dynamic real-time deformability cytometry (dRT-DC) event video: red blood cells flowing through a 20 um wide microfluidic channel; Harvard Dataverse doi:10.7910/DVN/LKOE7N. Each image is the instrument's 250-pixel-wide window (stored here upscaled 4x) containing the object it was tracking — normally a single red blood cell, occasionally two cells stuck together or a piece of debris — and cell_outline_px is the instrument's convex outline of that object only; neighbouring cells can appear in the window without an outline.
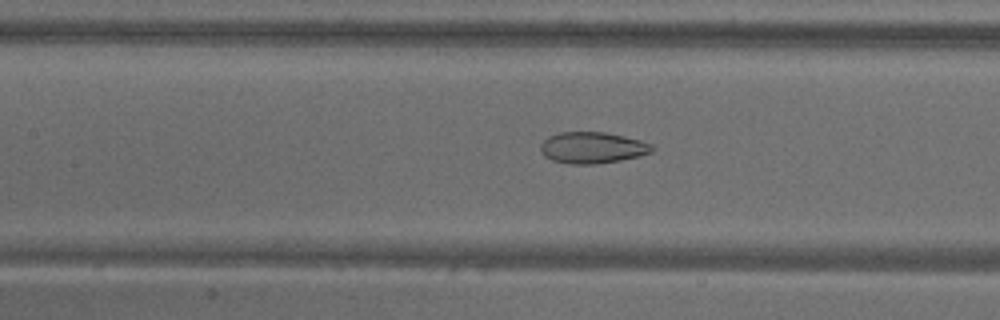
{"species": "common noctule bat (a hibernating species)", "species_latin": "Nyctalus noctula", "temperature_condition": "warm", "stored_images_in_passage": 53, "camera_frame_rate_fps": 3000, "um_per_image_px": 0.085, "animal": {"sex": "male", "body_mass_g": 18.8}, "frame": {"image": 1, "passage_image": 24, "time_ms": 7.667, "image_size_px": [1000, 320], "cell_outline_px": [[656, 148], [652, 152], [640, 156], [620, 160], [596, 164], [572, 164], [552, 160], [544, 156], [540, 152], [540, 144], [548, 136], [560, 132], [604, 132], [624, 136], [640, 140], [652, 144]], "centroid_in_image_um": [50.36, 12.55], "position_along_channel_um": 157.0, "area_um2": 20.52}}
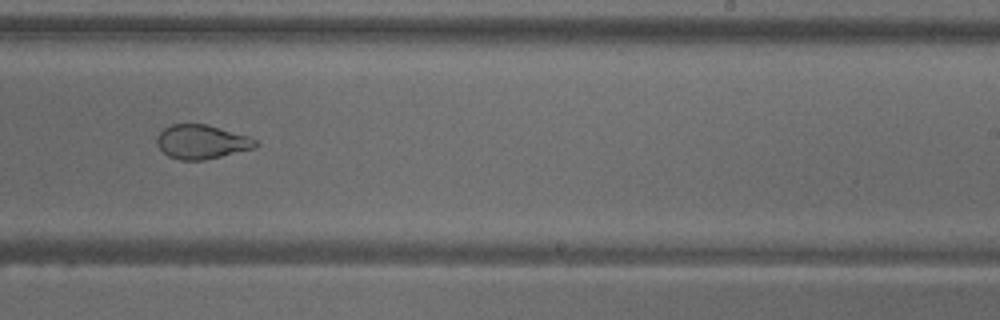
{"frame": {"image": 2, "passage_image": 33, "time_ms": 10.667, "image_size_px": [1000, 320], "cell_outline_px": [[260, 144], [256, 148], [204, 160], [180, 160], [168, 156], [156, 144], [156, 136], [164, 128], [172, 124], [208, 124], [248, 136], [256, 140]], "centroid_in_image_um": [17.15, 12.05], "position_along_channel_um": 271.9, "area_um2": 19.71}}
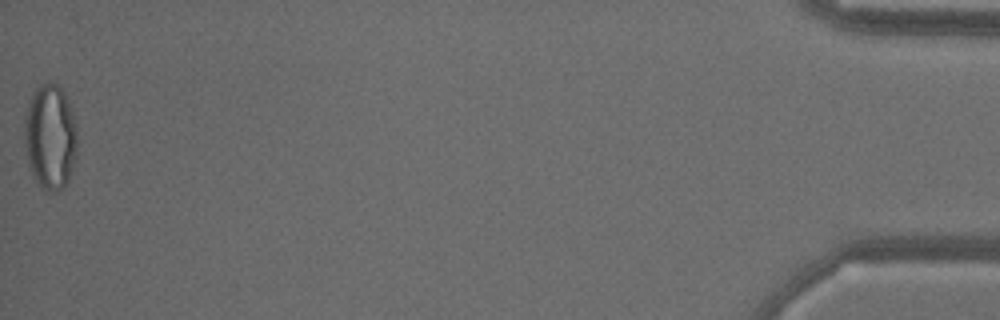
{"frame": {"image": 3, "passage_image": 53, "time_ms": 17.333, "image_size_px": [1000, 320], "cell_outline_px": [[76, 160], [72, 172], [64, 188], [56, 192], [44, 192], [40, 188], [32, 176], [28, 168], [24, 144], [24, 116], [28, 100], [36, 88], [40, 84], [52, 80], [64, 92], [68, 100], [72, 112], [76, 132]], "centroid_in_image_um": [4.23, 11.67], "position_along_channel_um": 431.0, "area_um2": 33.35}, "authors_computed_cell_mechanics": {"area_um2": 26.4724, "velocity_mm_per_s": 3.8395, "shape_relaxation_time_tau1_ms": null, "shape_relaxation_time_tau2_ms": 1.2862, "deformation_change_tau1": null, "deformation_change_tau2": 0.0759}}